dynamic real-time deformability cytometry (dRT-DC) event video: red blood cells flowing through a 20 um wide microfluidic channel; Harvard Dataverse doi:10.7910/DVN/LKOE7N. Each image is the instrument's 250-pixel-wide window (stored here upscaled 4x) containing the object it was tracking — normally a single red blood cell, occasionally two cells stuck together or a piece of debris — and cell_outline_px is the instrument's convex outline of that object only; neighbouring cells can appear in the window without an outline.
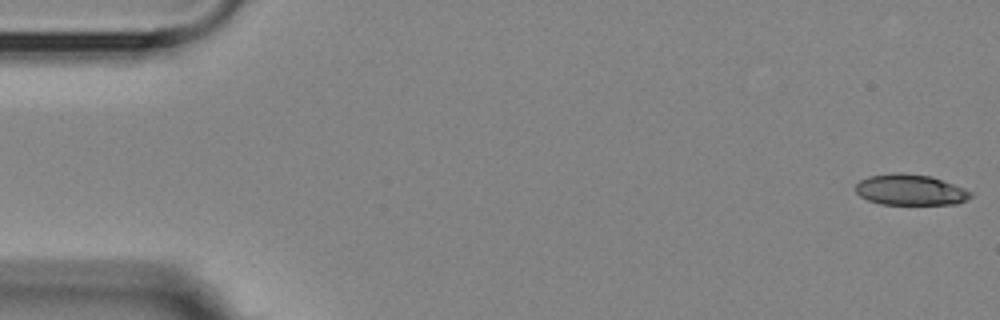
{"species": "Egyptian fruit bat (a non-hibernating species)", "species_latin": "Rousettus aegyptiacus", "temperature_condition": "room temperature", "stored_images_in_passage": 5, "camera_frame_rate_fps": 3000, "um_per_image_px": 0.085, "animal": {"sex": "female"}, "frame": {"image": 1, "passage_image": 1, "time_ms": 0.0, "image_size_px": [1000, 320], "cell_outline_px": [[972, 196], [956, 204], [880, 204], [868, 200], [860, 196], [856, 192], [856, 184], [860, 180], [868, 176], [892, 172], [900, 172], [932, 176], [964, 188], [972, 192]], "centroid_in_image_um": [77.35, 16.12], "position_along_channel_um": 7.6, "area_um2": 20.75}}
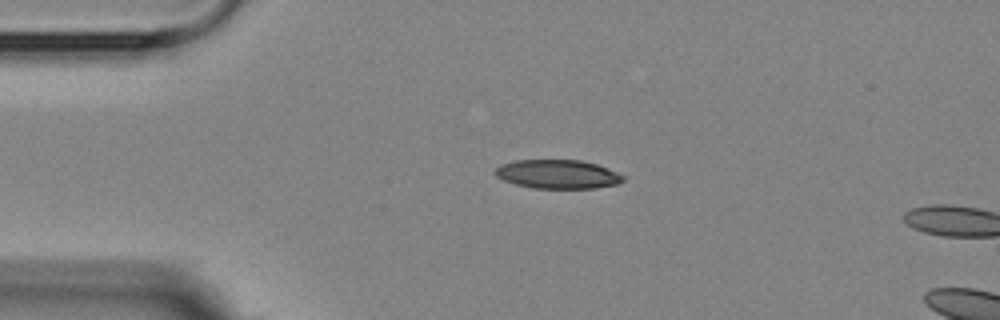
{"frame": {"image": 2, "passage_image": 4, "time_ms": 3.667, "image_size_px": [1000, 320], "cell_outline_px": [[624, 180], [616, 184], [596, 188], [532, 188], [516, 184], [504, 180], [496, 176], [492, 172], [500, 164], [516, 160], [580, 160], [596, 164], [616, 172], [624, 176]], "centroid_in_image_um": [47.36, 14.8], "position_along_channel_um": 37.6, "area_um2": 21.44}}